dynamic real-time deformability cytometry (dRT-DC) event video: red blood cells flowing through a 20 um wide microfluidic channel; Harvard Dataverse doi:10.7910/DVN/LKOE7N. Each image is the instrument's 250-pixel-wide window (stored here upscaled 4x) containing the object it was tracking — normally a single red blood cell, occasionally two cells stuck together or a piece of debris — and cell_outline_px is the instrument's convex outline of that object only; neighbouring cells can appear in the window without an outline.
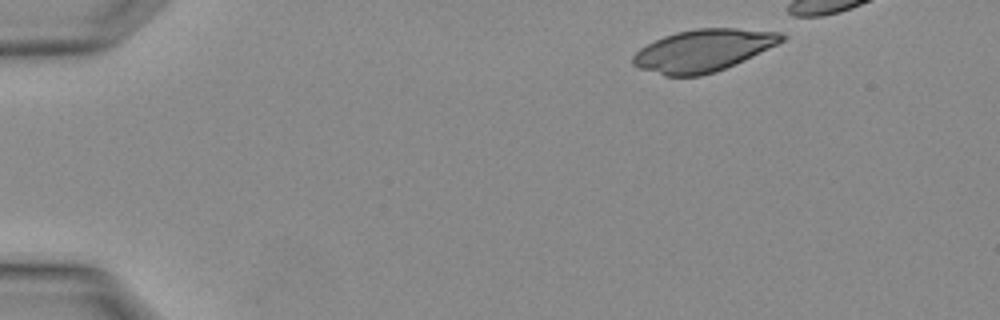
{"species": "Egyptian fruit bat (a non-hibernating species)", "species_latin": "Rousettus aegyptiacus", "temperature_condition": "warm", "stored_images_in_passage": 3, "camera_frame_rate_fps": 3000, "um_per_image_px": 0.085, "animal": {"sex": "female"}, "frame": {"image": 1, "passage_image": 1, "time_ms": 0.0, "image_size_px": [1000, 320], "cell_outline_px": [[784, 40], [736, 64], [716, 72], [700, 76], [664, 76], [640, 68], [632, 64], [632, 56], [640, 48], [664, 36], [676, 32], [700, 28], [736, 28], [780, 32], [784, 36]], "centroid_in_image_um": [59.74, 4.3], "position_along_channel_um": 25.3, "area_um2": 36.24}}
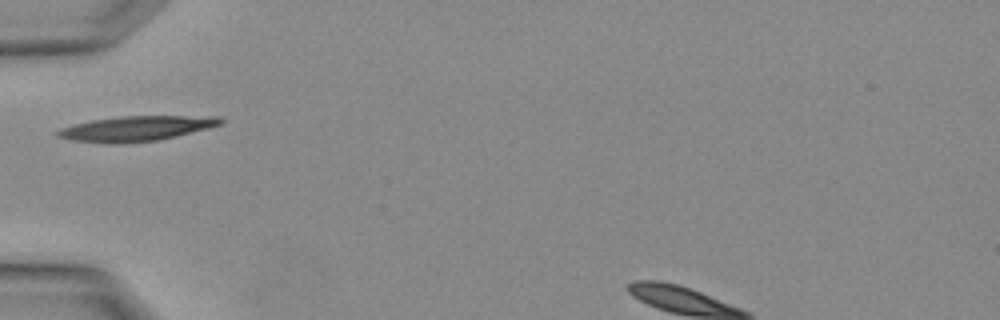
{"frame": {"image": 2, "passage_image": 3, "time_ms": 0.667, "image_size_px": [1000, 320], "cell_outline_px": [[224, 120], [220, 124], [208, 128], [160, 140], [72, 140], [56, 136], [56, 132], [60, 128], [72, 124], [92, 120], [120, 116], [220, 116]], "centroid_in_image_um": [11.66, 10.86], "position_along_channel_um": 73.3, "area_um2": 22.48}}